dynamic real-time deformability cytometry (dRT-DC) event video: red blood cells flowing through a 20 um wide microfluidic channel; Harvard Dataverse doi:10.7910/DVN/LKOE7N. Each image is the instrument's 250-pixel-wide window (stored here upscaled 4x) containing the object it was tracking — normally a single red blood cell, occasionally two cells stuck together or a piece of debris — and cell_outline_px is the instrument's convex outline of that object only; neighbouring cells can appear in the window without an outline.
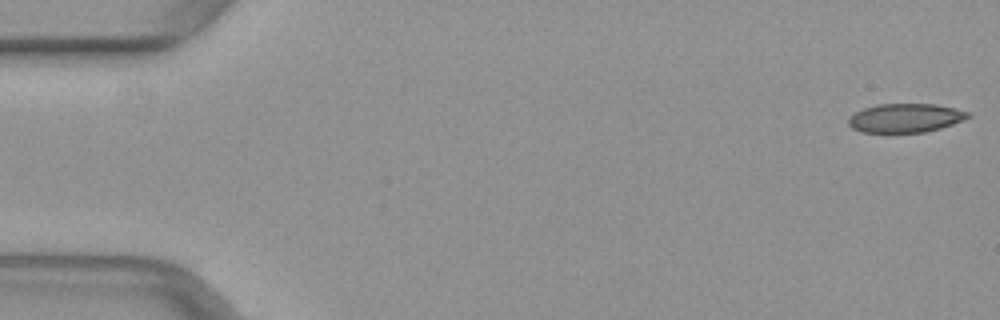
{"species": "common noctule bat (a hibernating species)", "species_latin": "Nyctalus noctula", "temperature_condition": "warm", "stored_images_in_passage": 51, "segment_of_instrument_passage": [1, 2], "camera_frame_rate_fps": 3000, "um_per_image_px": 0.085, "animal": {"sex": "female", "body_mass_g": 29.2, "forearm_length_mm": 56.3}, "frame": {"image": 1, "passage_image": 1, "time_ms": 0.0, "image_size_px": [1000, 320], "cell_outline_px": [[972, 116], [964, 120], [940, 128], [924, 132], [860, 132], [852, 128], [848, 124], [848, 116], [864, 108], [880, 104], [936, 104], [956, 108], [972, 112]], "centroid_in_image_um": [76.99, 10.02], "position_along_channel_um": 8.0, "area_um2": 20.23}}
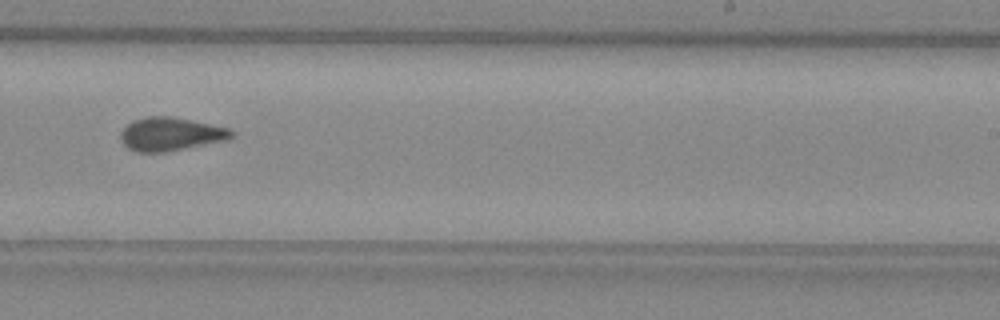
{"frame": {"image": 2, "passage_image": 31, "time_ms": 10.0, "image_size_px": [1000, 320], "cell_outline_px": [[236, 136], [228, 140], [164, 152], [136, 152], [128, 148], [120, 140], [120, 132], [132, 120], [148, 116], [172, 116], [228, 128], [236, 132]], "centroid_in_image_um": [14.51, 11.4], "position_along_channel_um": 274.5, "area_um2": 21.68}}
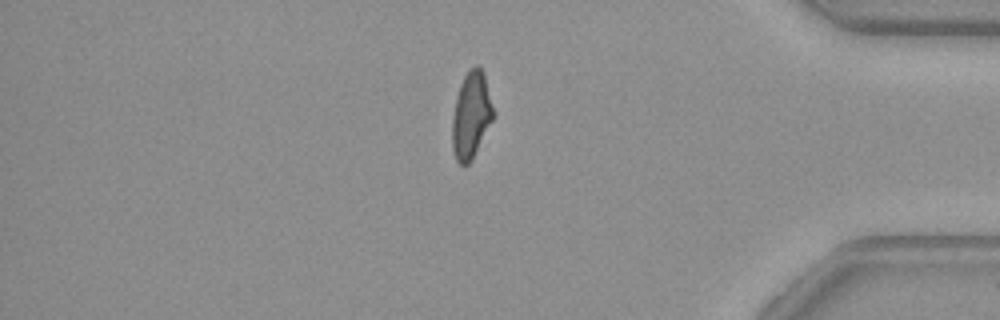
{"frame": {"image": 3, "passage_image": 42, "time_ms": 13.667, "image_size_px": [1000, 320], "cell_outline_px": [[492, 120], [472, 160], [468, 164], [460, 164], [456, 160], [452, 148], [452, 116], [456, 96], [460, 84], [464, 76], [476, 64], [484, 72], [492, 108]], "centroid_in_image_um": [40.01, 9.81], "position_along_channel_um": 395.2, "area_um2": 20.35}}